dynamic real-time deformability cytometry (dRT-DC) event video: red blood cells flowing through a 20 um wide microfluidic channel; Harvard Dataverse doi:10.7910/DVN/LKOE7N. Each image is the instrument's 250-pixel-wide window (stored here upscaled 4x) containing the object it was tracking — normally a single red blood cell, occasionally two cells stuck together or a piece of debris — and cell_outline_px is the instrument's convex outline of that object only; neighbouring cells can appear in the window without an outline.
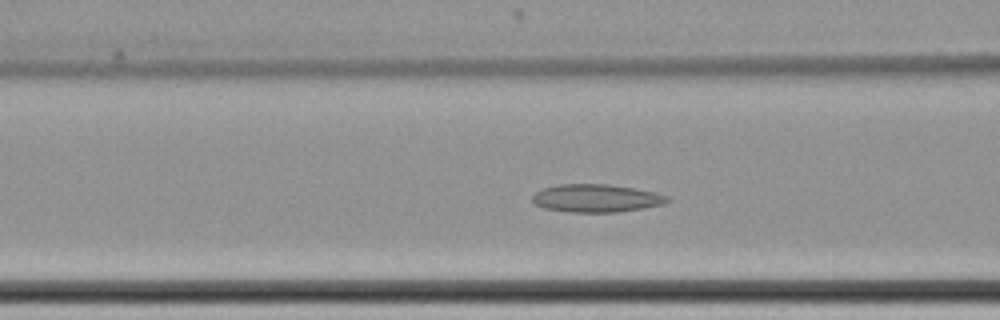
{"species": "common noctule bat (a hibernating species)", "species_latin": "Nyctalus noctula", "temperature_condition": "cold", "stored_images_in_passage": 48, "segment_of_instrument_passage": [1, 2], "camera_frame_rate_fps": 3000, "um_per_image_px": 0.085, "animal": {"sex": "female", "body_mass_g": 22.7, "forearm_length_mm": 54.2}, "frame": {"image": 1, "passage_image": 23, "time_ms": 7.333, "image_size_px": [1000, 320], "cell_outline_px": [[672, 200], [664, 204], [616, 212], [572, 212], [544, 208], [536, 204], [532, 200], [532, 196], [536, 192], [544, 188], [560, 184], [608, 184], [656, 192], [668, 196]], "centroid_in_image_um": [50.7, 16.84], "position_along_channel_um": 115.9, "area_um2": 21.79}}
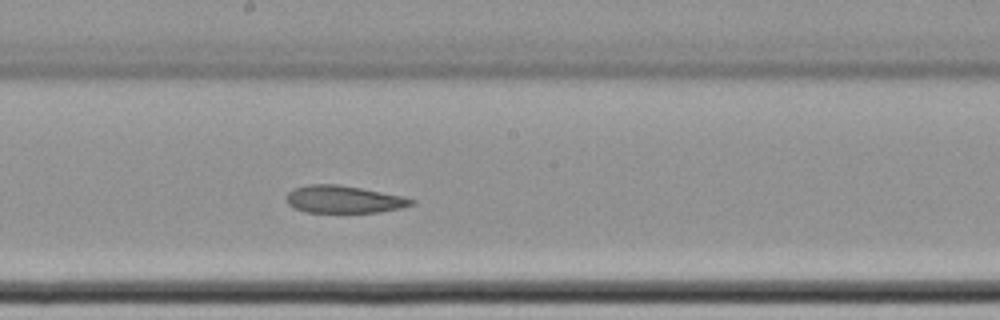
{"frame": {"image": 2, "passage_image": 32, "time_ms": 10.333, "image_size_px": [1000, 320], "cell_outline_px": [[416, 200], [412, 204], [400, 208], [380, 212], [308, 212], [296, 208], [288, 204], [284, 200], [284, 196], [292, 188], [308, 184], [336, 184], [360, 188], [404, 196]], "centroid_in_image_um": [29.17, 16.93], "position_along_channel_um": 219.0, "area_um2": 20.0}}
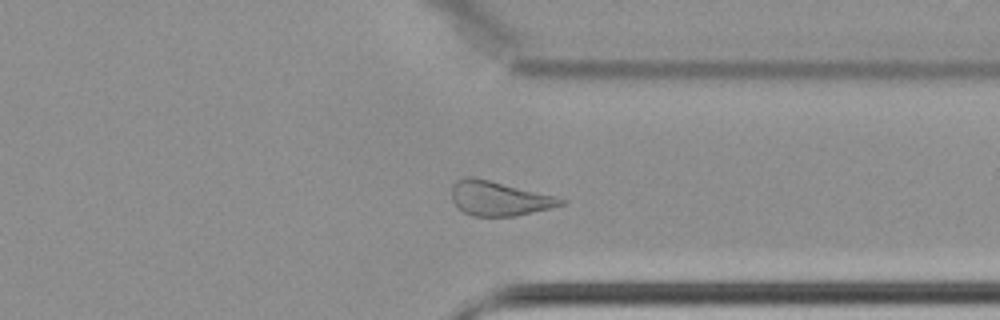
{"frame": {"image": 3, "passage_image": 45, "time_ms": 14.667, "image_size_px": [1000, 320], "cell_outline_px": [[568, 200], [564, 204], [552, 208], [516, 216], [472, 216], [456, 208], [452, 200], [452, 184], [456, 180], [468, 176], [472, 176], [556, 196]], "centroid_in_image_um": [42.41, 16.87], "position_along_channel_um": 369.0, "area_um2": 22.08}}